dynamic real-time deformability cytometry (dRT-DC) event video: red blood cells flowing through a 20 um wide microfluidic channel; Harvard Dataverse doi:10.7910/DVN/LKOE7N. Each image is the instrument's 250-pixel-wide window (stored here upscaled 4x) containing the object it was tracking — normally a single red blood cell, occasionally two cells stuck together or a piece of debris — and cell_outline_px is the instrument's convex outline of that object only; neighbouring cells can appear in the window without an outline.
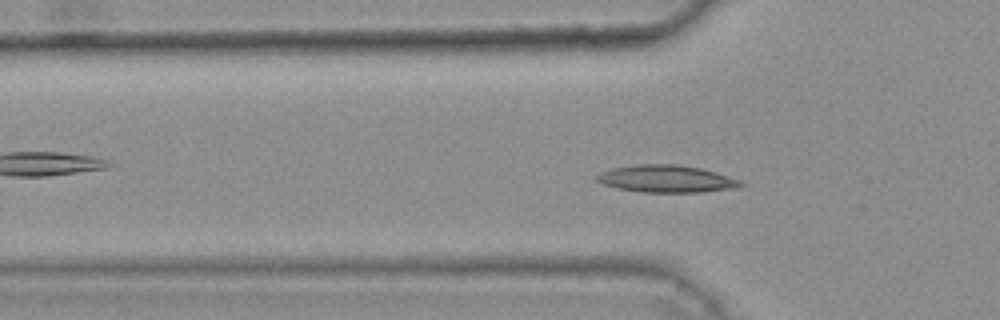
{"species": "common noctule bat (a hibernating species)", "species_latin": "Nyctalus noctula", "temperature_condition": "warm", "stored_images_in_passage": 42, "camera_frame_rate_fps": 3000, "um_per_image_px": 0.085, "animal": {"sex": "female", "body_mass_g": 25.1}, "frame": {"image": 1, "passage_image": 15, "time_ms": 4.667, "image_size_px": [1000, 320], "cell_outline_px": [[744, 184], [736, 188], [700, 192], [640, 192], [616, 188], [604, 184], [596, 180], [596, 176], [600, 172], [612, 168], [636, 164], [676, 164], [700, 168], [716, 172], [740, 180]], "centroid_in_image_um": [56.62, 15.2], "position_along_channel_um": 69.2, "area_um2": 22.83}}
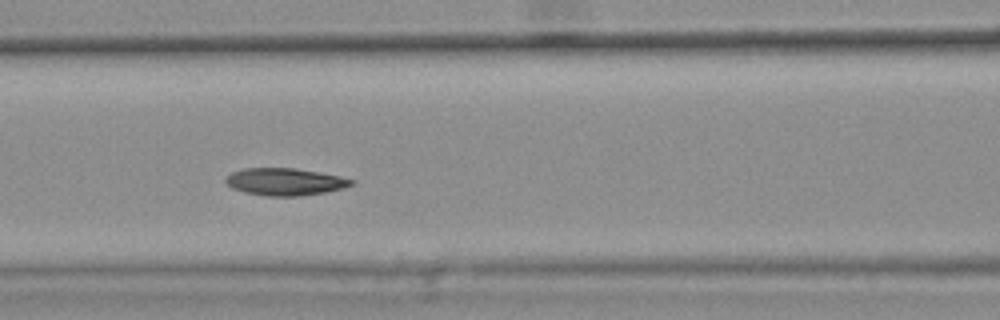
{"frame": {"image": 2, "passage_image": 21, "time_ms": 6.667, "image_size_px": [1000, 320], "cell_outline_px": [[356, 180], [352, 184], [344, 188], [324, 192], [296, 196], [264, 196], [244, 192], [232, 188], [224, 180], [232, 172], [244, 168], [292, 168], [340, 176]], "centroid_in_image_um": [24.21, 15.45], "position_along_channel_um": 142.4, "area_um2": 19.77}}
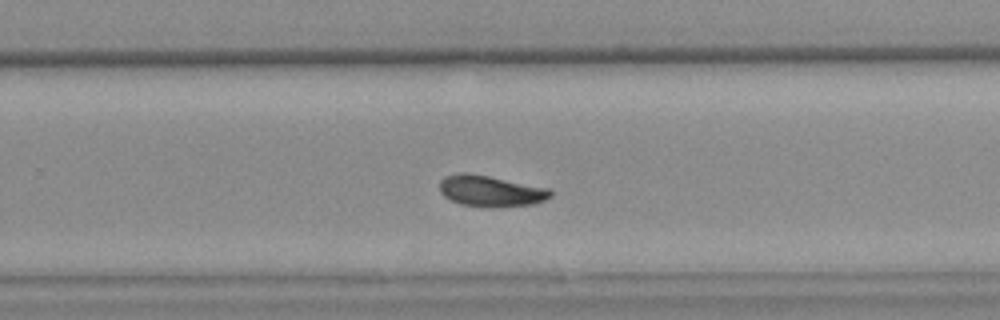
{"frame": {"image": 3, "passage_image": 33, "time_ms": 10.667, "image_size_px": [1000, 320], "cell_outline_px": [[552, 196], [536, 204], [496, 208], [488, 208], [460, 204], [444, 196], [440, 192], [440, 180], [444, 176], [456, 172], [468, 172], [548, 188], [552, 192]], "centroid_in_image_um": [41.69, 16.24], "position_along_channel_um": 288.1, "area_um2": 20.4}, "authors_computed_cell_mechanics": {"area_um2": 20.2589, "velocity_mm_per_s": 3.6542, "shape_relaxation_time_tau1_ms": 9.4363, "shape_relaxation_time_tau2_ms": 3.4933, "deformation_change_tau1": 0.1684, "deformation_change_tau2": 0.0663}}